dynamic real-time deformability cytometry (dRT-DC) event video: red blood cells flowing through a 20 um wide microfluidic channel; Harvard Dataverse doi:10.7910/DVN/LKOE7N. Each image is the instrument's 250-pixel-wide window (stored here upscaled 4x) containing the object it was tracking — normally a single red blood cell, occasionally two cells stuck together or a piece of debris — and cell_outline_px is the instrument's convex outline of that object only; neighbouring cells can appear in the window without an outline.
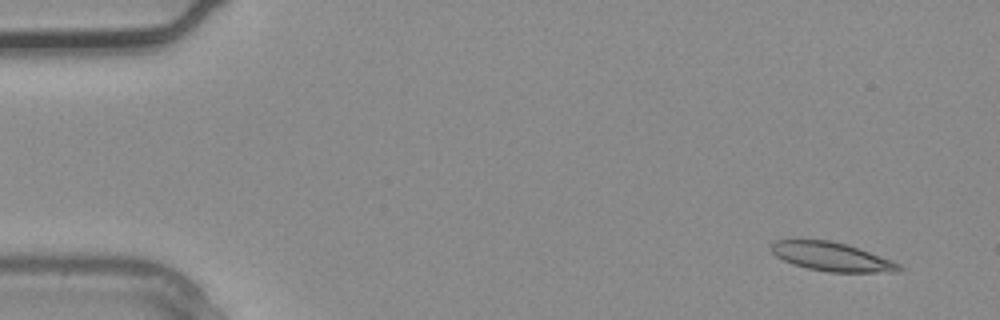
{"species": "common noctule bat (a hibernating species)", "species_latin": "Nyctalus noctula", "temperature_condition": "warm", "stored_images_in_passage": 3, "camera_frame_rate_fps": 3000, "um_per_image_px": 0.085, "animal": {"sex": "male", "body_mass_g": 20.4}, "frame": {"image": 1, "passage_image": 1, "time_ms": 0.0, "image_size_px": [1000, 320], "cell_outline_px": [[904, 268], [900, 272], [828, 272], [808, 268], [792, 264], [776, 256], [772, 252], [772, 244], [776, 240], [828, 240], [844, 244], [892, 260], [900, 264]], "centroid_in_image_um": [70.72, 21.84], "position_along_channel_um": 14.3, "area_um2": 21.1}}
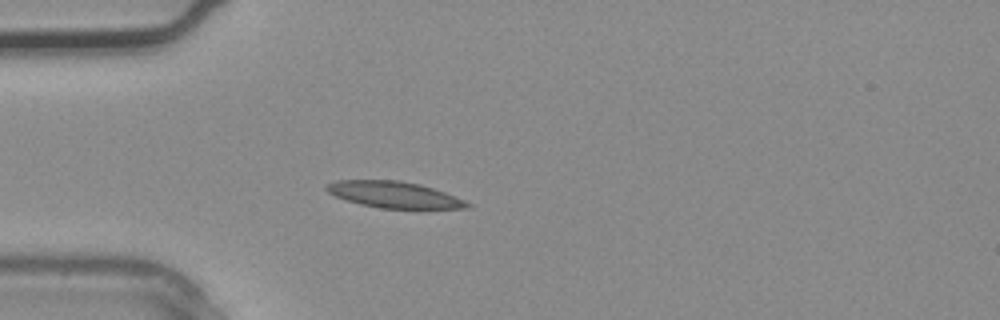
{"frame": {"image": 2, "passage_image": 3, "time_ms": 0.667, "image_size_px": [1000, 320], "cell_outline_px": [[472, 208], [380, 208], [360, 204], [336, 196], [328, 192], [324, 188], [328, 184], [336, 180], [400, 180], [420, 184], [444, 192], [464, 200], [472, 204]], "centroid_in_image_um": [33.5, 16.54], "position_along_channel_um": 51.5, "area_um2": 21.39}}